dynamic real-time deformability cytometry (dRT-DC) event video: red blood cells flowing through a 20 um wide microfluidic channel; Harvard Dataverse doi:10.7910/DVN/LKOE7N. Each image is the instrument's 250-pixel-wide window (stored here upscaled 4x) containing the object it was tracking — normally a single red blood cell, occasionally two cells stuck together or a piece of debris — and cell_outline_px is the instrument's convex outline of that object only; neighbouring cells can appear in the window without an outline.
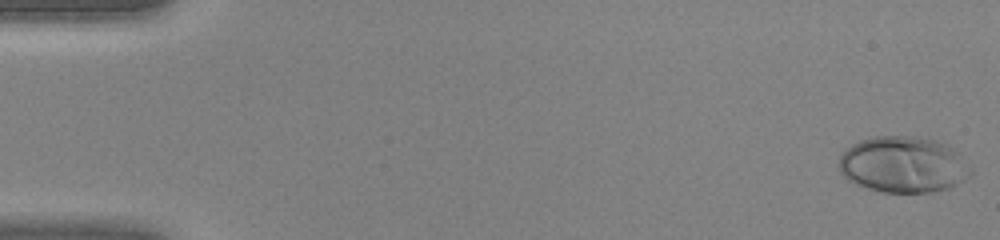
{"species": "human", "species_latin": "Homo sapiens", "temperature_condition": "warm", "stored_images_in_passage": 45, "camera_frame_rate_fps": 3000, "um_per_image_px": 0.085, "donor": {"sex": "female"}, "frame": {"image": 1, "passage_image": 1, "time_ms": 0.0, "image_size_px": [1000, 240], "cell_outline_px": [[972, 176], [948, 188], [932, 192], [880, 192], [856, 184], [848, 180], [840, 172], [836, 164], [844, 148], [860, 140], [876, 136], [916, 136], [936, 140], [948, 144], [960, 152], [972, 172]], "centroid_in_image_um": [76.76, 13.98], "position_along_channel_um": 8.2, "area_um2": 43.75}}
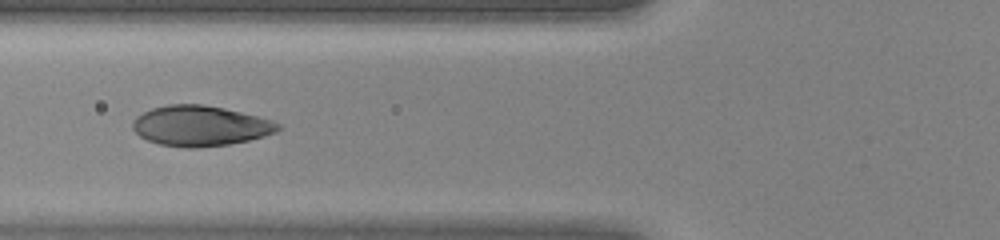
{"frame": {"image": 2, "passage_image": 18, "time_ms": 5.667, "image_size_px": [1000, 240], "cell_outline_px": [[280, 128], [276, 132], [264, 136], [248, 140], [228, 144], [196, 148], [184, 148], [160, 144], [148, 140], [140, 136], [132, 128], [132, 120], [136, 116], [152, 108], [168, 104], [204, 104], [224, 108], [272, 120], [280, 124]], "centroid_in_image_um": [17.0, 10.69], "position_along_channel_um": 108.8, "area_um2": 34.1}}
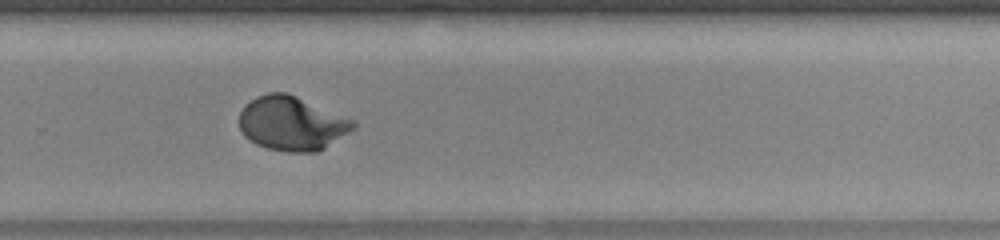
{"frame": {"image": 3, "passage_image": 31, "time_ms": 10.0, "image_size_px": [1000, 240], "cell_outline_px": [[356, 128], [324, 148], [316, 152], [288, 152], [268, 148], [256, 144], [244, 136], [240, 132], [240, 112], [244, 104], [256, 96], [268, 92], [288, 92], [356, 120]], "centroid_in_image_um": [24.81, 10.47], "position_along_channel_um": 305.0, "area_um2": 36.36}}